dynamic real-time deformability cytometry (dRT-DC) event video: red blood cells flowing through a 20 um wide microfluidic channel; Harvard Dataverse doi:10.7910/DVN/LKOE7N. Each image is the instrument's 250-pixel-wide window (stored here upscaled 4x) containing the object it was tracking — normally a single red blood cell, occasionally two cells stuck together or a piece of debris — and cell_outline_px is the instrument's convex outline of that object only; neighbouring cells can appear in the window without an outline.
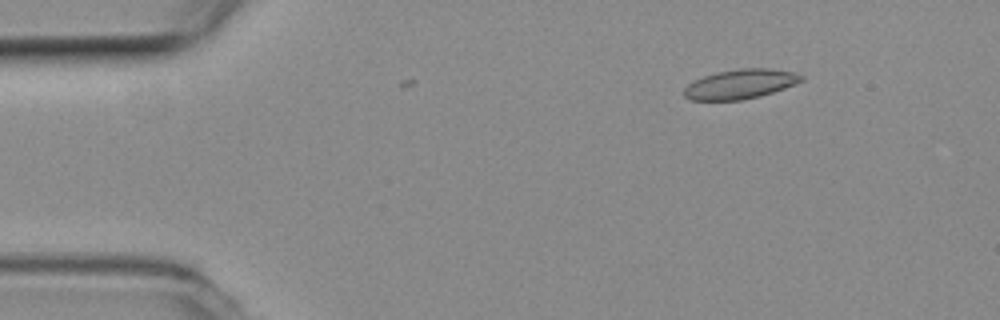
{"species": "common noctule bat (a hibernating species)", "species_latin": "Nyctalus noctula", "temperature_condition": "room temperature", "stored_images_in_passage": 10, "camera_frame_rate_fps": 3000, "um_per_image_px": 0.085, "animal": {"sex": "female", "body_mass_g": 19.3, "forearm_length_mm": 54.1}, "frame": {"image": 1, "passage_image": 7, "time_ms": 2.0, "image_size_px": [1000, 320], "cell_outline_px": [[804, 80], [784, 88], [760, 96], [740, 100], [692, 100], [684, 96], [684, 88], [688, 84], [704, 76], [716, 72], [740, 68], [768, 68], [796, 72], [804, 76]], "centroid_in_image_um": [62.95, 7.14], "position_along_channel_um": 22.1, "area_um2": 20.11}}